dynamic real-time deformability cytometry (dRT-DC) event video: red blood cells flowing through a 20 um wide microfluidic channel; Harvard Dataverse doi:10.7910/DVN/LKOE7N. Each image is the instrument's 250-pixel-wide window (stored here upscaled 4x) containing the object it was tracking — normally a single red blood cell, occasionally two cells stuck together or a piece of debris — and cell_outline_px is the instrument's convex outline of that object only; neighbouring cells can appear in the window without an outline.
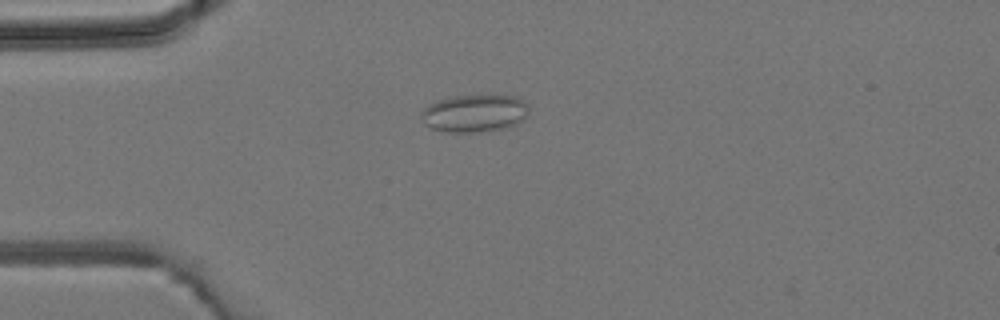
{"species": "common noctule bat (a hibernating species)", "species_latin": "Nyctalus noctula", "temperature_condition": "room temperature", "stored_images_in_passage": 2, "camera_frame_rate_fps": 3000, "um_per_image_px": 0.085, "animal": {"sex": "male", "body_mass_g": 19.2, "forearm_length_mm": 51.8}, "frame": {"image": 1, "passage_image": 2, "time_ms": 1.333, "image_size_px": [1000, 320], "cell_outline_px": [[528, 116], [524, 120], [508, 128], [480, 132], [448, 132], [428, 128], [420, 120], [420, 112], [428, 104], [436, 100], [456, 96], [480, 92], [516, 96], [524, 100], [528, 104]], "centroid_in_image_um": [40.35, 9.59], "position_along_channel_um": 44.7, "area_um2": 24.85}}